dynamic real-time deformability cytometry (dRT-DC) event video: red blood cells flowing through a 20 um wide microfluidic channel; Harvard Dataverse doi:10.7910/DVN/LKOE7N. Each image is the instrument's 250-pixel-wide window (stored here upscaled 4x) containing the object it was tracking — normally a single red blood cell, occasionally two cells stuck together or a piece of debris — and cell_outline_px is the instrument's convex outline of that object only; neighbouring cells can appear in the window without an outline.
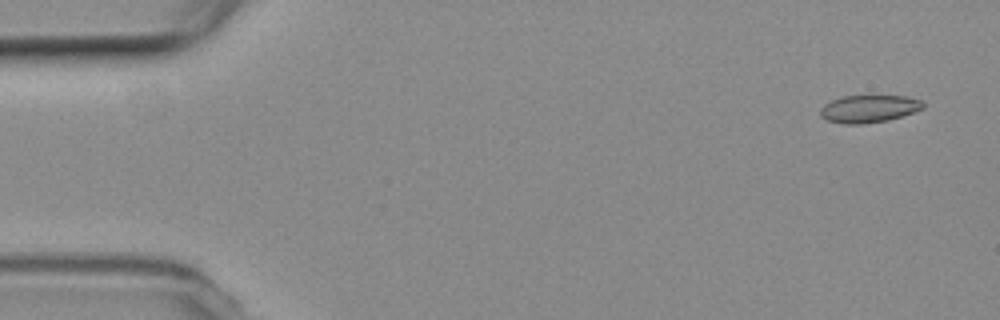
{"species": "common noctule bat (a hibernating species)", "species_latin": "Nyctalus noctula", "temperature_condition": "room temperature", "stored_images_in_passage": 5, "camera_frame_rate_fps": 3000, "um_per_image_px": 0.085, "animal": {"sex": "female", "body_mass_g": 19.3, "forearm_length_mm": 54.1}, "frame": {"image": 1, "passage_image": 1, "time_ms": 0.0, "image_size_px": [1000, 320], "cell_outline_px": [[924, 108], [888, 120], [864, 124], [844, 124], [828, 120], [820, 116], [820, 108], [824, 104], [832, 100], [844, 96], [904, 96], [920, 100], [924, 104]], "centroid_in_image_um": [73.82, 9.25], "position_along_channel_um": 11.2, "area_um2": 16.3}}
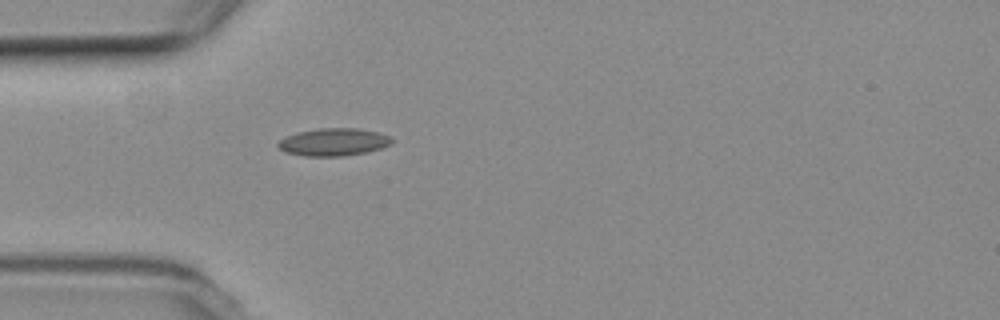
{"frame": {"image": 2, "passage_image": 5, "time_ms": 4.667, "image_size_px": [1000, 320], "cell_outline_px": [[392, 144], [380, 148], [364, 152], [344, 156], [304, 156], [284, 152], [276, 148], [276, 144], [280, 140], [296, 132], [320, 128], [356, 128], [380, 132], [392, 136]], "centroid_in_image_um": [28.34, 12.07], "position_along_channel_um": 56.7, "area_um2": 18.44}}